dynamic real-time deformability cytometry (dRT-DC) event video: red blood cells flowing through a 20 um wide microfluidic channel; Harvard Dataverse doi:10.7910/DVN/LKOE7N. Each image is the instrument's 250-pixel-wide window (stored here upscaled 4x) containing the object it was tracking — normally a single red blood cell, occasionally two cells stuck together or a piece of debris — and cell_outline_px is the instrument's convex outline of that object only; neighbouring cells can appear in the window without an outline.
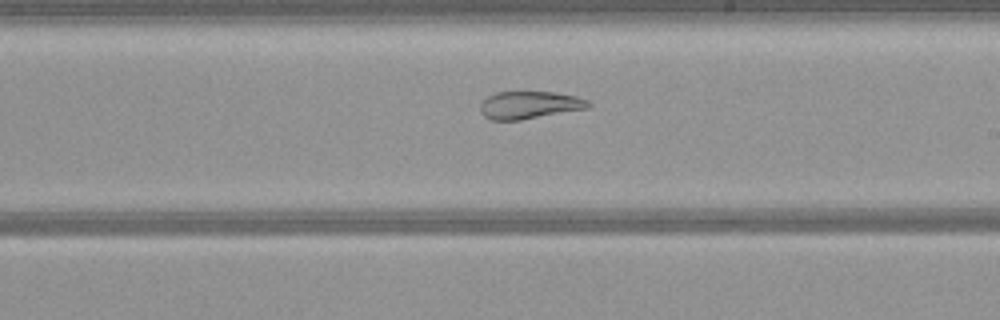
{"species": "common noctule bat (a hibernating species)", "species_latin": "Nyctalus noctula", "temperature_condition": "warm", "stored_images_in_passage": 39, "camera_frame_rate_fps": 3000, "um_per_image_px": 0.085, "animal": {"sex": "female", "body_mass_g": 21.9}, "frame": {"image": 1, "passage_image": 17, "time_ms": 5.333, "image_size_px": [1000, 320], "cell_outline_px": [[592, 104], [588, 108], [520, 120], [492, 120], [484, 116], [480, 112], [480, 104], [488, 96], [496, 92], [556, 92], [576, 96], [588, 100]], "centroid_in_image_um": [45.01, 8.92], "position_along_channel_um": 244.0, "area_um2": 17.34}}